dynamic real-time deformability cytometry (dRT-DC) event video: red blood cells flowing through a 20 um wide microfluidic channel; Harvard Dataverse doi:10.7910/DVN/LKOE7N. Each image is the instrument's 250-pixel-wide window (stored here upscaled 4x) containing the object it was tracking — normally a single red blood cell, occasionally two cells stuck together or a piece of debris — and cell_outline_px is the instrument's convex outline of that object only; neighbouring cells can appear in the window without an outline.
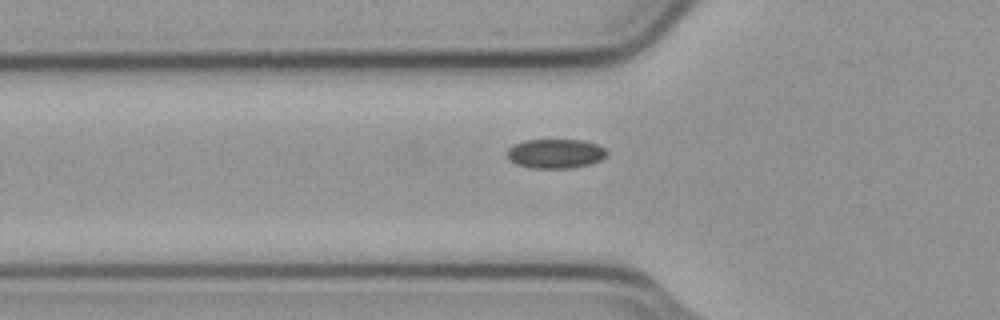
{"species": "common noctule bat (a hibernating species)", "species_latin": "Nyctalus noctula", "temperature_condition": "cold", "stored_images_in_passage": 31, "camera_frame_rate_fps": 3000, "um_per_image_px": 0.085, "animal": {"sex": "male", "body_mass_g": 23.1, "forearm_length_mm": 52.7}, "frame": {"image": 1, "passage_image": 2, "time_ms": 0.333, "image_size_px": [1000, 320], "cell_outline_px": [[608, 152], [600, 160], [588, 164], [572, 168], [532, 168], [516, 164], [508, 156], [508, 148], [524, 140], [584, 140], [596, 144], [604, 148]], "centroid_in_image_um": [47.22, 13.05], "position_along_channel_um": 78.6, "area_um2": 16.82}}
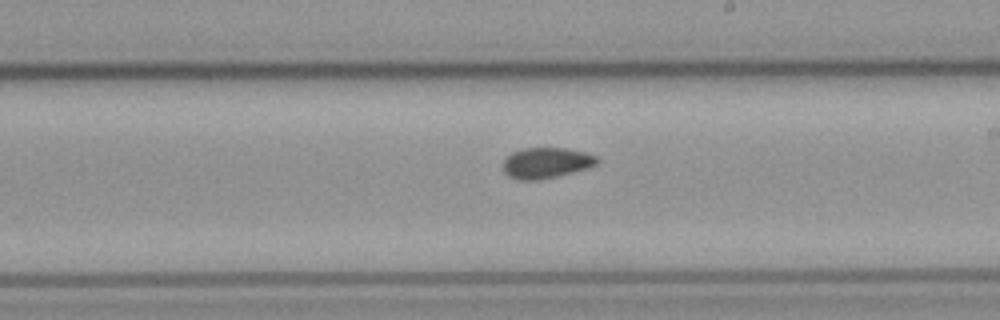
{"frame": {"image": 2, "passage_image": 15, "time_ms": 4.667, "image_size_px": [1000, 320], "cell_outline_px": [[600, 160], [596, 164], [588, 168], [540, 180], [516, 180], [508, 176], [504, 172], [504, 160], [512, 152], [524, 148], [564, 148], [584, 152], [596, 156]], "centroid_in_image_um": [46.42, 13.85], "position_along_channel_um": 242.6, "area_um2": 16.76}}
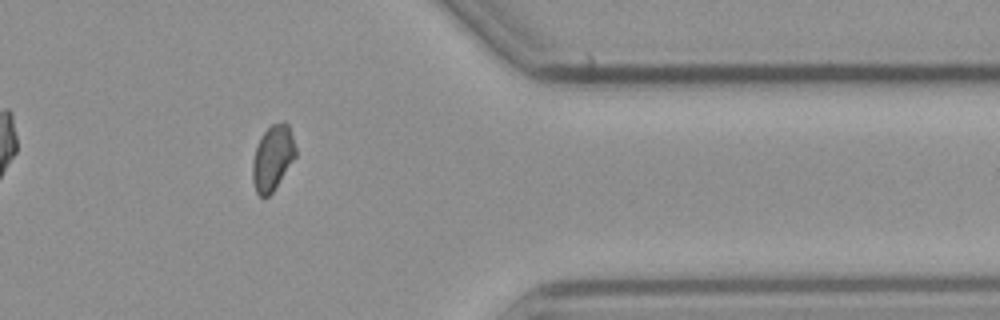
{"frame": {"image": 3, "passage_image": 28, "time_ms": 9.0, "image_size_px": [1000, 320], "cell_outline_px": [[296, 156], [272, 192], [268, 196], [260, 196], [256, 192], [252, 180], [252, 160], [256, 148], [264, 132], [272, 124], [284, 120], [288, 124], [296, 148]], "centroid_in_image_um": [23.17, 13.41], "position_along_channel_um": 388.2, "area_um2": 16.18}, "authors_computed_cell_mechanics": {"area_um2": 16.9354, "velocity_mm_per_s": 3.7566, "shape_relaxation_time_tau1_ms": null, "shape_relaxation_time_tau2_ms": 4.711, "deformation_change_tau1": null, "deformation_change_tau2": 0.0714}}